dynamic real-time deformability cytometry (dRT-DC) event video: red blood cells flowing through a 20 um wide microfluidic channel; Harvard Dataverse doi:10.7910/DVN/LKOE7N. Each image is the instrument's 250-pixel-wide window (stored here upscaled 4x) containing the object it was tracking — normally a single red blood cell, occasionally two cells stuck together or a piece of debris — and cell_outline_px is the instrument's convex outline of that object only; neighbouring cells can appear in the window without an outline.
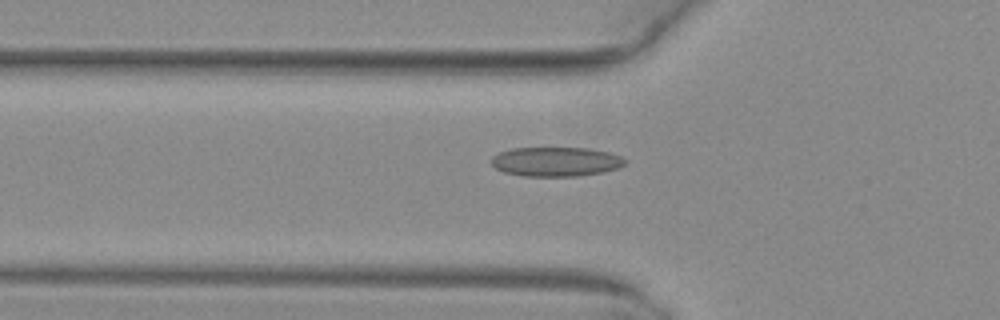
{"species": "common noctule bat (a hibernating species)", "species_latin": "Nyctalus noctula", "temperature_condition": "warm", "stored_images_in_passage": 47, "camera_frame_rate_fps": 3000, "um_per_image_px": 0.085, "animal": {"sex": "female", "body_mass_g": 29.2, "forearm_length_mm": 56.3}, "frame": {"image": 1, "passage_image": 19, "time_ms": 6.0, "image_size_px": [1000, 320], "cell_outline_px": [[628, 160], [620, 168], [604, 172], [576, 176], [524, 176], [504, 172], [496, 168], [492, 164], [492, 156], [500, 152], [512, 148], [588, 148], [608, 152], [620, 156]], "centroid_in_image_um": [47.28, 13.74], "position_along_channel_um": 78.5, "area_um2": 22.89}}
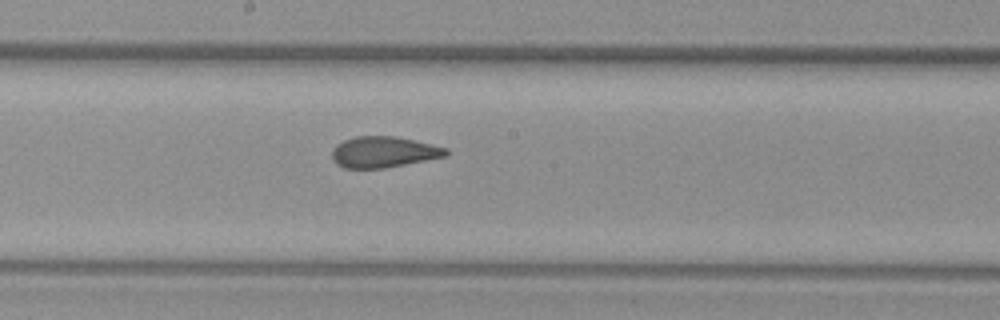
{"frame": {"image": 2, "passage_image": 29, "time_ms": 9.333, "image_size_px": [1000, 320], "cell_outline_px": [[448, 156], [384, 168], [344, 168], [336, 164], [332, 160], [332, 148], [336, 144], [344, 140], [356, 136], [392, 136], [412, 140], [448, 148]], "centroid_in_image_um": [32.58, 12.93], "position_along_channel_um": 215.6, "area_um2": 20.58}}
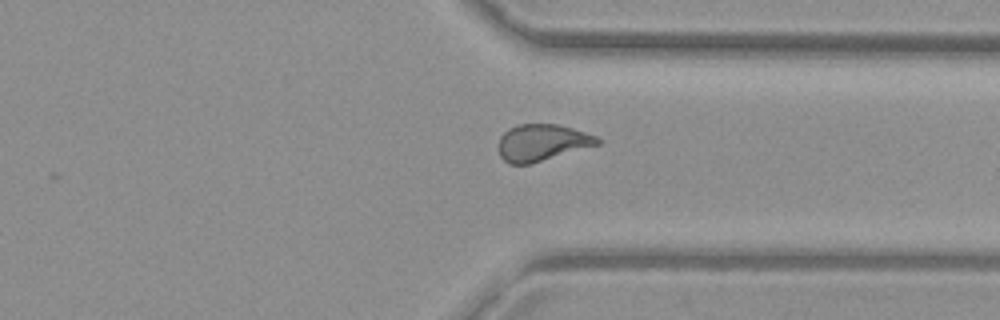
{"frame": {"image": 3, "passage_image": 40, "time_ms": 13.0, "image_size_px": [1000, 320], "cell_outline_px": [[600, 144], [532, 164], [508, 164], [500, 156], [500, 136], [508, 128], [516, 124], [556, 124], [572, 128], [596, 136], [600, 140]], "centroid_in_image_um": [46.07, 12.12], "position_along_channel_um": 365.3, "area_um2": 21.15}, "authors_computed_cell_mechanics": {"area_um2": 21.6172, "velocity_mm_per_s": 4.0887, "shape_relaxation_time_tau1_ms": null, "shape_relaxation_time_tau2_ms": 1.2204, "deformation_change_tau1": null, "deformation_change_tau2": 0.0839}}